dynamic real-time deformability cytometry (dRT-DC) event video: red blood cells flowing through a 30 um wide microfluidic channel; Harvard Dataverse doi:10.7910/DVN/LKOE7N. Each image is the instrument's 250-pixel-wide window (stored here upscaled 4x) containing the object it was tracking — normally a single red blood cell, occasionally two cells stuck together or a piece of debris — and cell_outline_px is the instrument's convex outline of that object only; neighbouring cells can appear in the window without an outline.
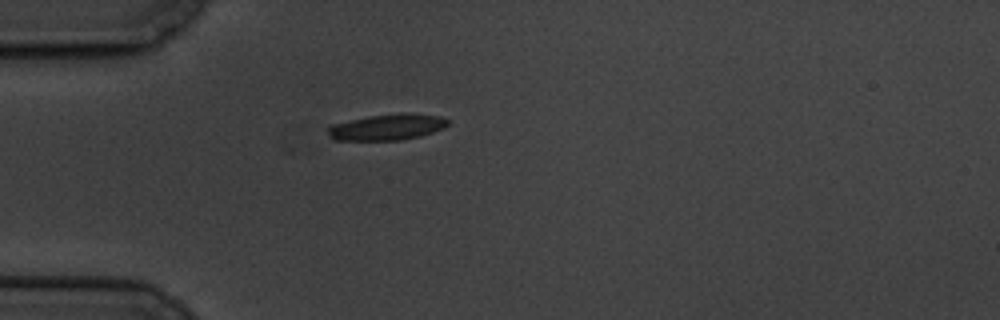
{"species": "common noctule bat (a hibernating species)", "species_latin": "Nyctalus noctula", "temperature_condition": "cold", "stored_images_in_passage": 1, "camera_frame_rate_fps": 3000, "um_per_image_px": 0.085, "animal": {"sex": "male", "body_mass_g": 19.5, "forearm_length_mm": 54.6}, "frame": {"image": 1, "passage_image": 1, "time_ms": 0.0, "image_size_px": [1000, 320], "cell_outline_px": [[448, 124], [444, 128], [420, 136], [400, 140], [332, 140], [328, 136], [324, 128], [328, 124], [368, 116], [400, 112], [408, 112], [440, 116], [448, 120]], "centroid_in_image_um": [32.82, 10.79], "position_along_channel_um": 52.2, "area_um2": 18.73}}